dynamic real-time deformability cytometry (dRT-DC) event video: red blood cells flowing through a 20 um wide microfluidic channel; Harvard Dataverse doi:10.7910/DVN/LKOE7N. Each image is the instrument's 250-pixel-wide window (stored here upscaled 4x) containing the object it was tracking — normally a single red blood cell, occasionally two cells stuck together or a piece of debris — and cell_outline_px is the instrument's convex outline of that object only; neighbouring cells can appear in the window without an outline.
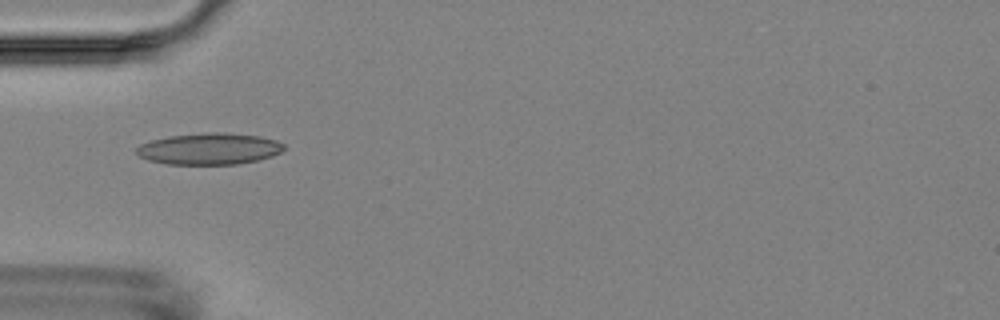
{"species": "Egyptian fruit bat (a non-hibernating species)", "species_latin": "Rousettus aegyptiacus", "temperature_condition": "room temperature", "stored_images_in_passage": 1, "camera_frame_rate_fps": 3000, "um_per_image_px": 0.085, "animal": {"sex": "female"}, "frame": {"image": 1, "passage_image": 1, "time_ms": 0.0, "image_size_px": [1000, 320], "cell_outline_px": [[284, 148], [280, 152], [272, 156], [256, 160], [236, 164], [168, 164], [148, 160], [140, 156], [136, 152], [136, 148], [140, 144], [152, 140], [168, 136], [204, 132], [224, 132], [260, 136], [276, 140], [284, 144]], "centroid_in_image_um": [17.78, 12.64], "position_along_channel_um": 67.2, "area_um2": 27.05}}